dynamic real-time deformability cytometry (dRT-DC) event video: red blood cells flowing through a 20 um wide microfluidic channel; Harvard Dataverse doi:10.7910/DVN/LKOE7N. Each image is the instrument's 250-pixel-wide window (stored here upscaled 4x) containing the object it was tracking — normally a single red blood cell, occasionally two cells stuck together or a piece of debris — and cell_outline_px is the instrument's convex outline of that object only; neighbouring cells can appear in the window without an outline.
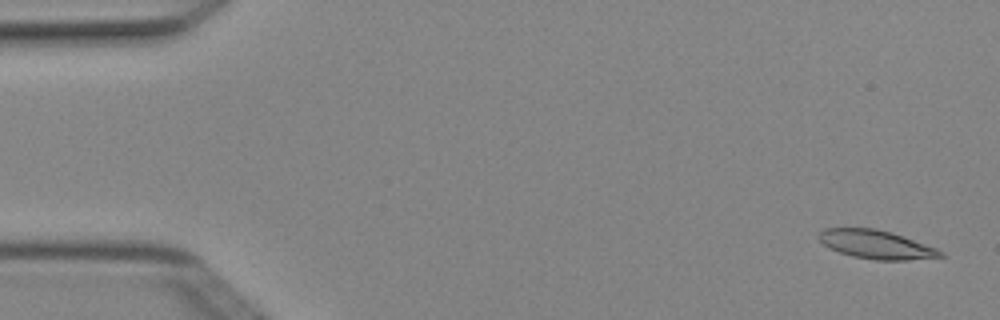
{"species": "Egyptian fruit bat (a non-hibernating species)", "species_latin": "Rousettus aegyptiacus", "temperature_condition": "cold", "stored_images_in_passage": 5, "camera_frame_rate_fps": 3000, "um_per_image_px": 0.085, "animal": {"sex": "female"}, "frame": {"image": 1, "passage_image": 1, "time_ms": 0.0, "image_size_px": [1000, 320], "cell_outline_px": [[944, 256], [908, 260], [876, 260], [852, 256], [840, 252], [824, 244], [820, 240], [820, 232], [824, 228], [876, 228], [936, 248], [944, 252]], "centroid_in_image_um": [74.47, 20.79], "position_along_channel_um": 10.5, "area_um2": 19.71}}